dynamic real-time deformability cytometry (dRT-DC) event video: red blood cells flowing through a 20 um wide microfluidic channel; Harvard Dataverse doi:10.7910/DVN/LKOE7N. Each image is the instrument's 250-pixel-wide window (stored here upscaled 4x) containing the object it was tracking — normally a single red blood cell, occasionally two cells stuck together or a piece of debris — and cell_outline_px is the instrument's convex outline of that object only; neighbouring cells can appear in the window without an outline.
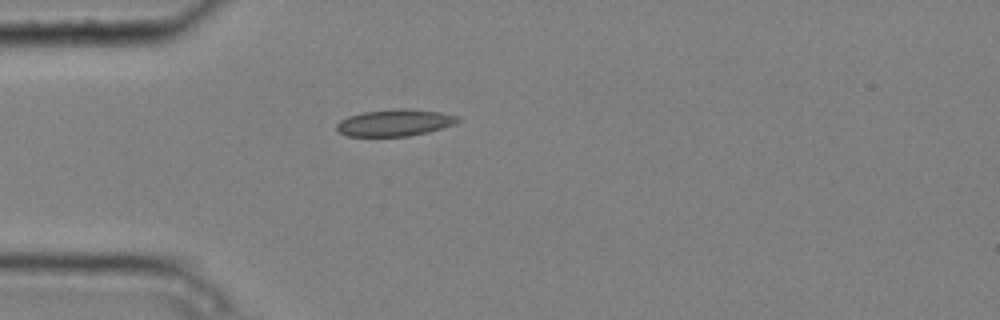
{"species": "common noctule bat (a hibernating species)", "species_latin": "Nyctalus noctula", "temperature_condition": "cold", "stored_images_in_passage": 1, "camera_frame_rate_fps": 3000, "um_per_image_px": 0.085, "animal": {"sex": "male", "body_mass_g": 20.4}, "frame": {"image": 1, "passage_image": 1, "time_ms": 0.0, "image_size_px": [1000, 320], "cell_outline_px": [[460, 120], [456, 124], [428, 132], [408, 136], [348, 136], [340, 132], [336, 128], [336, 124], [340, 120], [348, 116], [364, 112], [396, 108], [404, 108], [440, 112], [456, 116]], "centroid_in_image_um": [33.55, 10.43], "position_along_channel_um": 51.4, "area_um2": 18.84}}